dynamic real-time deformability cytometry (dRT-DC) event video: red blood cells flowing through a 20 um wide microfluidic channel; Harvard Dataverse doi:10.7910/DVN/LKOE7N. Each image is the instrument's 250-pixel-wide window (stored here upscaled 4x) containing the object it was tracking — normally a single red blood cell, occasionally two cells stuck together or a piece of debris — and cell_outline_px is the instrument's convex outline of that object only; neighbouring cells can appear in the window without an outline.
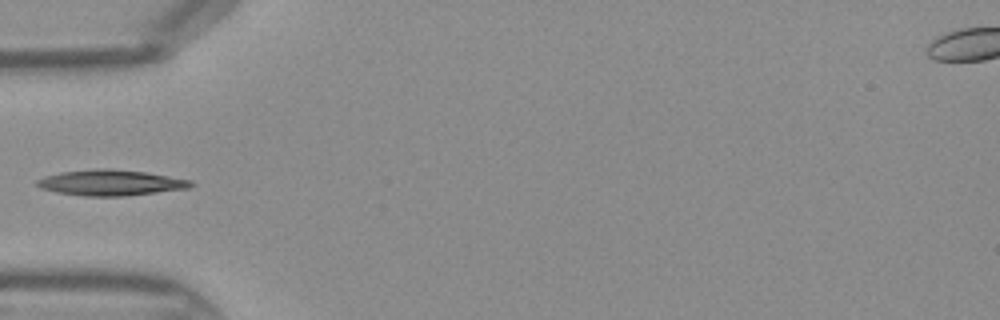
{"species": "Egyptian fruit bat (a non-hibernating species)", "species_latin": "Rousettus aegyptiacus", "temperature_condition": "warm", "stored_images_in_passage": 31, "camera_frame_rate_fps": 3000, "um_per_image_px": 0.085, "frame": {"image": 1, "passage_image": 1, "time_ms": 0.0, "image_size_px": [1000, 320], "cell_outline_px": [[196, 184], [188, 188], [128, 196], [84, 196], [56, 192], [40, 188], [36, 184], [36, 180], [44, 176], [60, 172], [96, 168], [112, 168], [144, 172], [192, 180]], "centroid_in_image_um": [9.4, 15.52], "position_along_channel_um": 75.6, "area_um2": 23.24}}
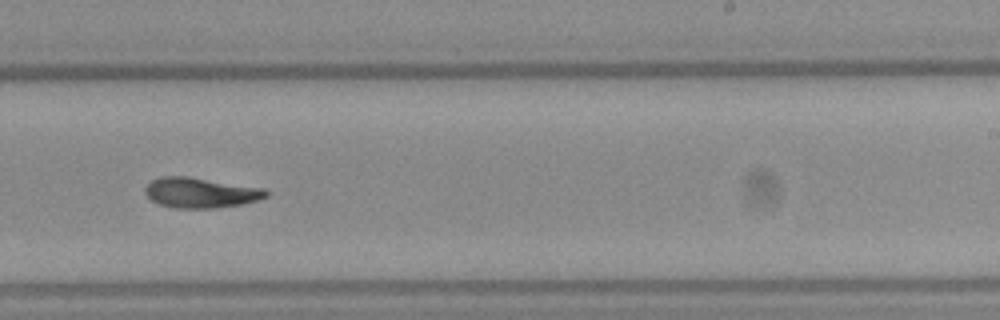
{"frame": {"image": 2, "passage_image": 14, "time_ms": 4.333, "image_size_px": [1000, 320], "cell_outline_px": [[268, 196], [260, 200], [240, 204], [216, 208], [172, 208], [160, 204], [152, 200], [144, 192], [144, 188], [152, 180], [160, 176], [188, 176], [264, 188], [268, 192]], "centroid_in_image_um": [17.05, 16.38], "position_along_channel_um": 271.9, "area_um2": 21.39}}
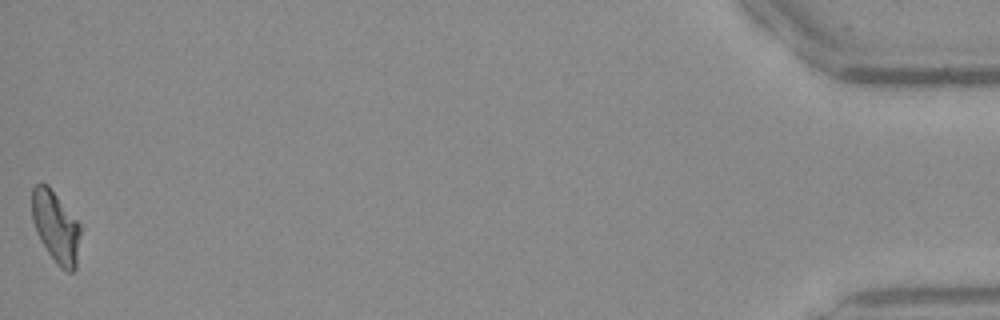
{"frame": {"image": 3, "passage_image": 31, "time_ms": 10.0, "image_size_px": [1000, 320], "cell_outline_px": [[80, 232], [76, 268], [72, 272], [68, 272], [60, 268], [56, 264], [48, 252], [36, 232], [32, 220], [32, 188], [36, 184], [48, 184], [80, 224]], "centroid_in_image_um": [4.74, 19.29], "position_along_channel_um": 430.5, "area_um2": 20.11}}